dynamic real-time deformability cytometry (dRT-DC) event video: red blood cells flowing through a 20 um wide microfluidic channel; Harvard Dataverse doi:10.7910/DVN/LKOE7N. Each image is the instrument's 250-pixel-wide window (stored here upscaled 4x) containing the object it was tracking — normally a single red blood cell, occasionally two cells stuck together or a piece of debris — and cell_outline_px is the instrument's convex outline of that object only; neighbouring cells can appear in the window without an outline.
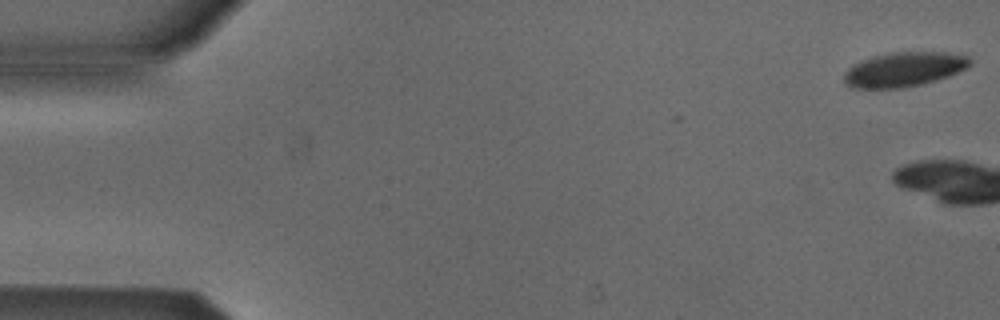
{"species": "Egyptian fruit bat (a non-hibernating species)", "species_latin": "Rousettus aegyptiacus", "temperature_condition": "cold", "stored_images_in_passage": 7, "camera_frame_rate_fps": 3000, "um_per_image_px": 0.085, "animal": {"sex": "male"}, "frame": {"image": 1, "passage_image": 1, "time_ms": 0.0, "image_size_px": [1000, 320], "cell_outline_px": [[972, 64], [968, 68], [948, 76], [936, 80], [904, 88], [852, 88], [844, 80], [844, 72], [852, 64], [872, 56], [888, 52], [944, 52], [968, 56], [972, 60]], "centroid_in_image_um": [76.85, 5.89], "position_along_channel_um": 8.2, "area_um2": 25.49}}